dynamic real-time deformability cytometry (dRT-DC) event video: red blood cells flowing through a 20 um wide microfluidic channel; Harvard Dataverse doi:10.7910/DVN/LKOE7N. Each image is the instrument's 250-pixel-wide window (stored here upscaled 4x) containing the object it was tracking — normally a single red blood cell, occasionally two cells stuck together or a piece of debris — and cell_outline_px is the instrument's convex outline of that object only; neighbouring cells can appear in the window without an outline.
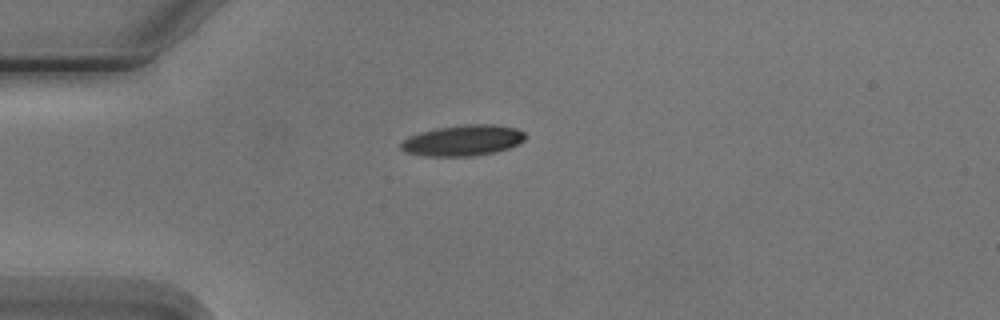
{"species": "Egyptian fruit bat (a non-hibernating species)", "species_latin": "Rousettus aegyptiacus", "temperature_condition": "cold", "stored_images_in_passage": 3, "camera_frame_rate_fps": 3000, "um_per_image_px": 0.085, "animal": {"sex": "male"}, "frame": {"image": 1, "passage_image": 1, "time_ms": 0.0, "image_size_px": [1000, 320], "cell_outline_px": [[528, 136], [520, 144], [496, 152], [476, 156], [420, 156], [404, 152], [400, 148], [400, 140], [408, 136], [440, 128], [468, 124], [492, 124], [516, 128], [524, 132]], "centroid_in_image_um": [39.35, 11.95], "position_along_channel_um": 45.6, "area_um2": 22.54}}
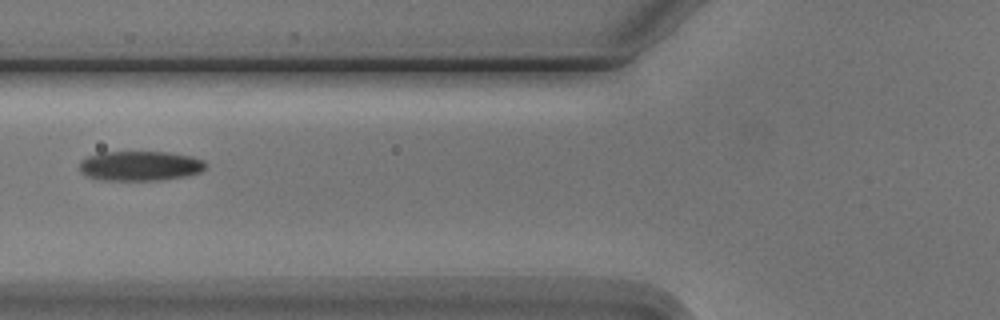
{"frame": {"image": 2, "passage_image": 3, "time_ms": 2.333, "image_size_px": [1000, 320], "cell_outline_px": [[204, 168], [200, 172], [188, 176], [160, 180], [104, 180], [88, 176], [80, 172], [80, 160], [88, 156], [104, 152], [168, 152], [192, 156], [204, 160]], "centroid_in_image_um": [11.91, 14.1], "position_along_channel_um": 113.9, "area_um2": 21.85}}